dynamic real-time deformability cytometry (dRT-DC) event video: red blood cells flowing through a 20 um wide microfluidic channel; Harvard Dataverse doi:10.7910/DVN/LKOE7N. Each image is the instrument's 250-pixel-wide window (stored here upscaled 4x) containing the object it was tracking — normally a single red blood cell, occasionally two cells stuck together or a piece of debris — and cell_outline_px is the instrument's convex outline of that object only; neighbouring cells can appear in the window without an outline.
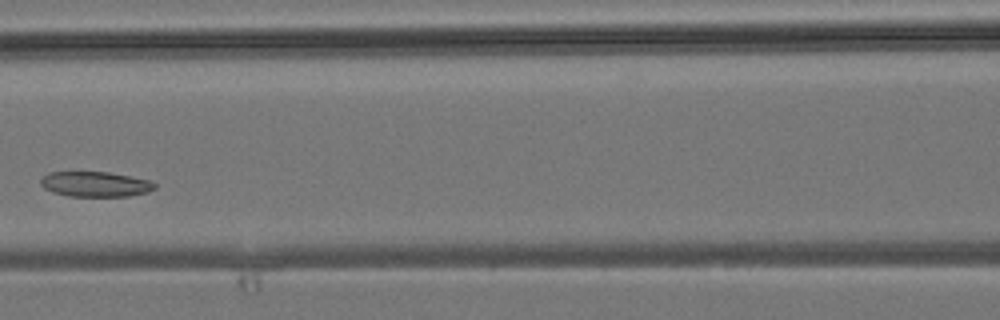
{"species": "common noctule bat (a hibernating species)", "species_latin": "Nyctalus noctula", "temperature_condition": "room temperature", "stored_images_in_passage": 6, "camera_frame_rate_fps": 3000, "um_per_image_px": 0.085, "animal": {"sex": "male", "body_mass_g": 19.2, "forearm_length_mm": 51.8}, "frame": {"image": 1, "passage_image": 6, "time_ms": 7.0, "image_size_px": [1000, 320], "cell_outline_px": [[156, 188], [148, 192], [128, 196], [68, 196], [52, 192], [44, 188], [40, 184], [40, 180], [48, 172], [108, 172], [148, 180], [156, 184]], "centroid_in_image_um": [8.08, 15.66], "position_along_channel_um": 158.5, "area_um2": 16.65}}